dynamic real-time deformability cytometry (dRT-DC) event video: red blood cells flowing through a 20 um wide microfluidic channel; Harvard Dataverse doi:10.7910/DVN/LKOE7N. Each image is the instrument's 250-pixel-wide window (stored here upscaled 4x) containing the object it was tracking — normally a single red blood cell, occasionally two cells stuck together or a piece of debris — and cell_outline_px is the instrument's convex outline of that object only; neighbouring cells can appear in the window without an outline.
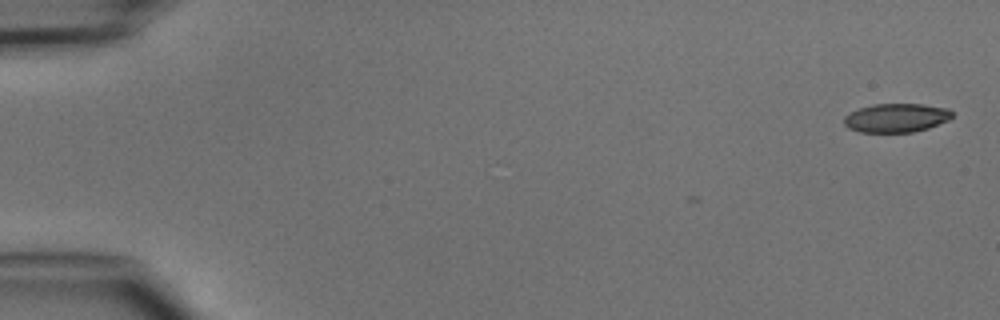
{"species": "common noctule bat (a hibernating species)", "species_latin": "Nyctalus noctula", "temperature_condition": "cold", "stored_images_in_passage": 8, "camera_frame_rate_fps": 3000, "um_per_image_px": 0.085, "animal": {"sex": "male", "body_mass_g": 15.6}, "frame": {"image": 1, "passage_image": 1, "time_ms": 0.0, "image_size_px": [1000, 320], "cell_outline_px": [[952, 116], [948, 120], [928, 128], [912, 132], [860, 132], [848, 128], [844, 124], [844, 116], [860, 108], [872, 104], [924, 104], [948, 108], [952, 112]], "centroid_in_image_um": [76.18, 10.01], "position_along_channel_um": 8.8, "area_um2": 18.09}}
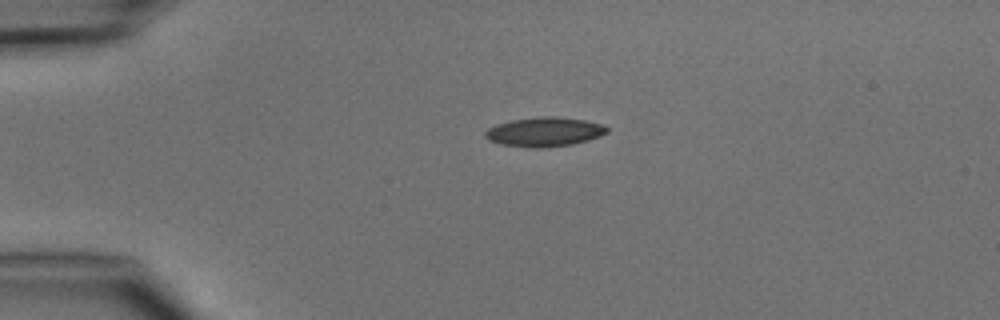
{"frame": {"image": 2, "passage_image": 4, "time_ms": 3.333, "image_size_px": [1000, 320], "cell_outline_px": [[608, 132], [600, 136], [588, 140], [572, 144], [544, 148], [528, 148], [500, 144], [488, 140], [484, 136], [484, 132], [488, 128], [496, 124], [512, 120], [544, 116], [552, 116], [584, 120], [600, 124], [608, 128]], "centroid_in_image_um": [46.23, 11.22], "position_along_channel_um": 38.8, "area_um2": 20.81}}